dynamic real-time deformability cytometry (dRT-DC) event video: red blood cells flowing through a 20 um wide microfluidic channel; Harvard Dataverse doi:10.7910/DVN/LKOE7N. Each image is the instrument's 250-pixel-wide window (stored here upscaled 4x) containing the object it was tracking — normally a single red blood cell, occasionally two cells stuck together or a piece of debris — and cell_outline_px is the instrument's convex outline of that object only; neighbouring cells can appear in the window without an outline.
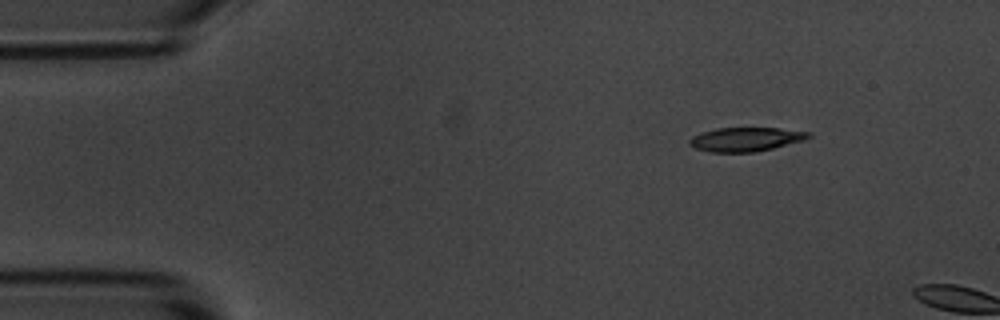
{"species": "common noctule bat (a hibernating species)", "species_latin": "Nyctalus noctula", "temperature_condition": "room temperature", "stored_images_in_passage": 2, "camera_frame_rate_fps": 3000, "um_per_image_px": 0.085, "animal": {"sex": "male", "body_mass_g": 20.1, "forearm_length_mm": 53.5}, "frame": {"image": 1, "passage_image": 1, "time_ms": 0.0, "image_size_px": [1000, 320], "cell_outline_px": [[812, 136], [804, 140], [756, 152], [712, 152], [696, 148], [688, 144], [688, 140], [692, 136], [700, 132], [716, 128], [780, 128], [812, 132]], "centroid_in_image_um": [63.38, 11.83], "position_along_channel_um": 21.6, "area_um2": 16.7}}